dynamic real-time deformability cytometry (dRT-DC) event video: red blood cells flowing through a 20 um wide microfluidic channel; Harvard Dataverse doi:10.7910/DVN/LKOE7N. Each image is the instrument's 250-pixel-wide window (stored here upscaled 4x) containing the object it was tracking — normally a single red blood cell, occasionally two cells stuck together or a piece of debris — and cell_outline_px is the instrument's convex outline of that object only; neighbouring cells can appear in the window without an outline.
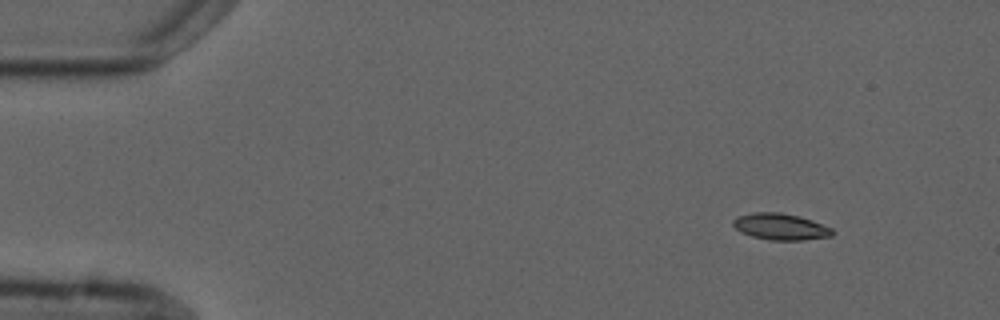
{"species": "common noctule bat (a hibernating species)", "species_latin": "Nyctalus noctula", "temperature_condition": "cold", "stored_images_in_passage": 4, "camera_frame_rate_fps": 3000, "um_per_image_px": 0.085, "animal": {"sex": "male", "forearm_length_mm": 52.5}, "frame": {"image": 1, "passage_image": 1, "time_ms": 0.0, "image_size_px": [1000, 320], "cell_outline_px": [[836, 232], [832, 236], [804, 240], [772, 240], [752, 236], [740, 232], [732, 224], [732, 220], [736, 216], [756, 212], [780, 212], [800, 216], [812, 220], [832, 228]], "centroid_in_image_um": [66.36, 19.26], "position_along_channel_um": 18.6, "area_um2": 15.43}}